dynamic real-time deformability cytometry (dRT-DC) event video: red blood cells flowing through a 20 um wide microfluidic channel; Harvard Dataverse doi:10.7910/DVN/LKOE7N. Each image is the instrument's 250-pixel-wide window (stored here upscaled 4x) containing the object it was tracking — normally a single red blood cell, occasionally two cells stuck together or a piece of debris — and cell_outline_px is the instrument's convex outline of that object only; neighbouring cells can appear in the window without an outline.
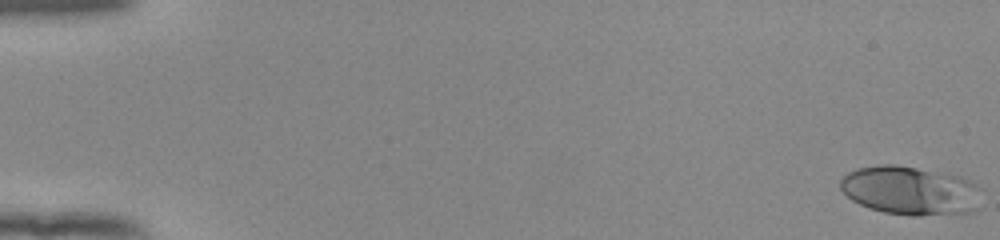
{"species": "human", "species_latin": "Homo sapiens", "temperature_condition": "room temperature", "stored_images_in_passage": 16, "camera_frame_rate_fps": 3000, "um_per_image_px": 0.085, "donor": {"sex": "female"}, "frame": {"image": 1, "passage_image": 1, "time_ms": 0.0, "image_size_px": [1000, 240], "cell_outline_px": [[984, 188], [976, 208], [972, 212], [920, 216], [908, 216], [884, 212], [868, 208], [852, 200], [840, 188], [840, 180], [848, 172], [856, 168], [876, 164], [896, 164], [948, 172], [960, 176]], "centroid_in_image_um": [77.41, 16.18], "position_along_channel_um": 7.6, "area_um2": 40.98}}